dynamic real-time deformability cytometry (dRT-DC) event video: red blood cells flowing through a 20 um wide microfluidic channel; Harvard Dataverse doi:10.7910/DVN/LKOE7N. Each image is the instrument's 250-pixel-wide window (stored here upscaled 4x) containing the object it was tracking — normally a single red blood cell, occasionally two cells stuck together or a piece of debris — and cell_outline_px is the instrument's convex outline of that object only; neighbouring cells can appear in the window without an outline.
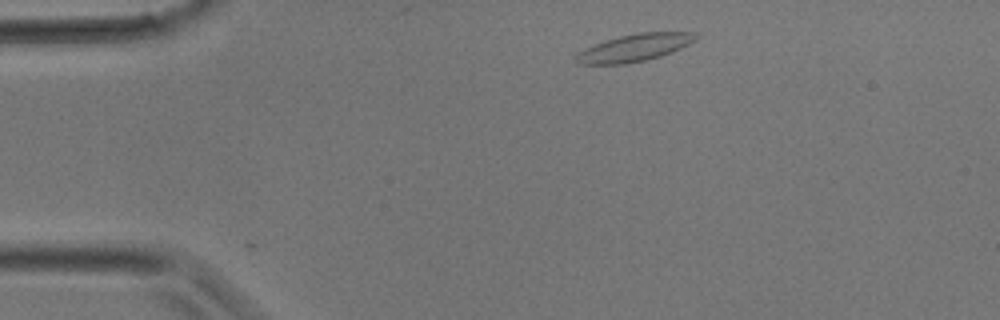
{"species": "common noctule bat (a hibernating species)", "species_latin": "Nyctalus noctula", "temperature_condition": "room temperature", "stored_images_in_passage": 28, "camera_frame_rate_fps": 3000, "um_per_image_px": 0.085, "animal": {"sex": "male", "body_mass_g": 17.9}, "frame": {"image": 1, "passage_image": 1, "time_ms": 0.0, "image_size_px": [1000, 320], "cell_outline_px": [[700, 36], [696, 40], [672, 52], [660, 56], [644, 60], [624, 64], [580, 64], [572, 56], [576, 52], [584, 48], [620, 36], [636, 32], [696, 32]], "centroid_in_image_um": [53.92, 4.05], "position_along_channel_um": 31.1, "area_um2": 19.07}}
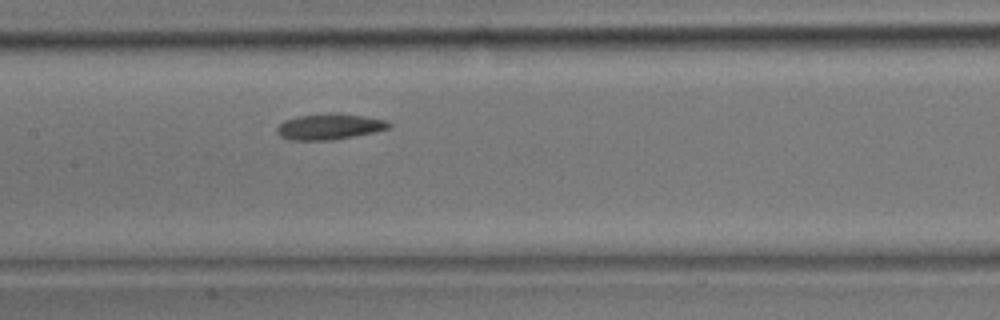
{"frame": {"image": 2, "passage_image": 11, "time_ms": 3.333, "image_size_px": [1000, 320], "cell_outline_px": [[392, 128], [376, 132], [332, 140], [292, 140], [280, 136], [276, 132], [276, 128], [284, 120], [296, 116], [336, 112], [364, 116], [384, 120], [392, 124]], "centroid_in_image_um": [28.02, 10.76], "position_along_channel_um": 179.4, "area_um2": 17.05}}
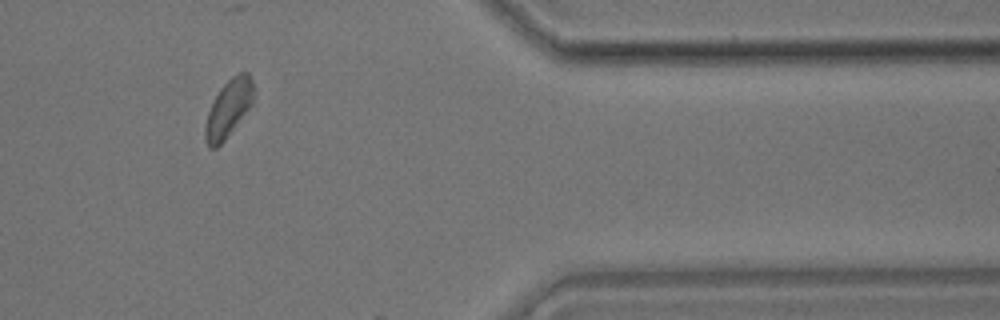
{"frame": {"image": 3, "passage_image": 23, "time_ms": 7.333, "image_size_px": [1000, 320], "cell_outline_px": [[252, 100], [248, 108], [228, 136], [216, 148], [208, 148], [204, 140], [204, 128], [208, 112], [220, 88], [232, 76], [240, 72], [248, 72], [252, 80]], "centroid_in_image_um": [19.37, 9.24], "position_along_channel_um": 392.0, "area_um2": 15.78}}